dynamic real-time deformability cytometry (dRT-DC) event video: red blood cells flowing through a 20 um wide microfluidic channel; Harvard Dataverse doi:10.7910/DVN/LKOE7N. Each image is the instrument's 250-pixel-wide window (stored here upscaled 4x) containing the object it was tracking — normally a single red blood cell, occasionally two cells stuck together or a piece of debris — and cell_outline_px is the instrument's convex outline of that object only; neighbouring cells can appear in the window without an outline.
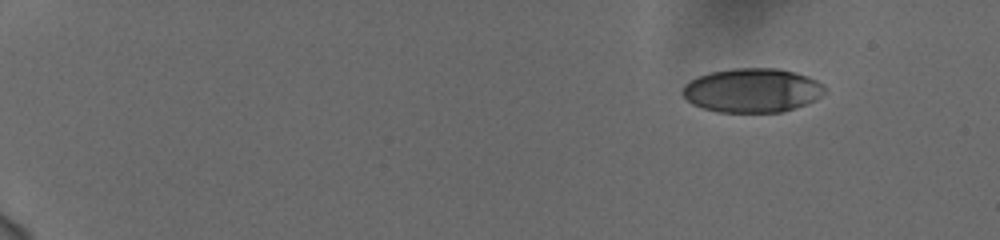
{"species": "human", "species_latin": "Homo sapiens", "temperature_condition": "cold", "stored_images_in_passage": 51, "camera_frame_rate_fps": 3000, "um_per_image_px": 0.085, "donor": {"sex": "female"}, "frame": {"image": 1, "passage_image": 1, "time_ms": 0.0, "image_size_px": [1000, 240], "cell_outline_px": [[828, 92], [816, 100], [796, 108], [784, 112], [716, 112], [692, 104], [684, 96], [684, 84], [696, 76], [712, 72], [732, 68], [776, 68], [808, 76], [824, 84], [828, 88]], "centroid_in_image_um": [64.0, 7.68], "position_along_channel_um": 21.0, "area_um2": 36.82}}
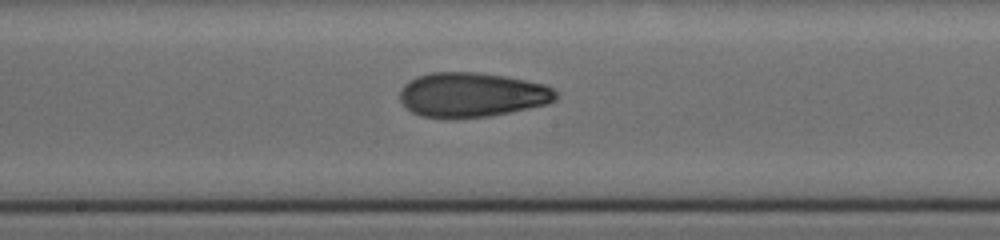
{"frame": {"image": 2, "passage_image": 28, "time_ms": 9.0, "image_size_px": [1000, 240], "cell_outline_px": [[556, 100], [548, 104], [488, 116], [420, 116], [412, 112], [400, 100], [400, 92], [404, 84], [408, 80], [416, 76], [432, 72], [476, 72], [504, 76], [544, 84], [552, 88], [556, 92]], "centroid_in_image_um": [40.11, 8.02], "position_along_channel_um": 208.1, "area_um2": 39.82}}
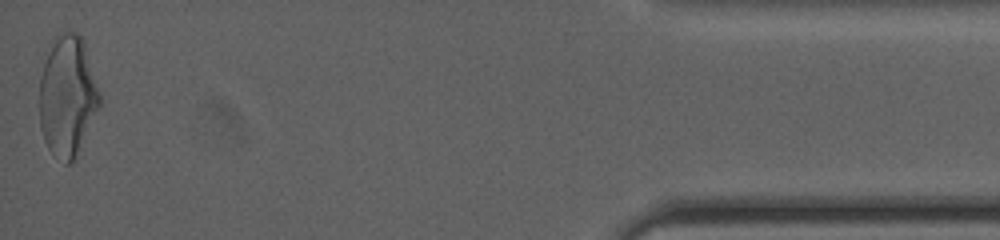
{"frame": {"image": 3, "passage_image": 51, "time_ms": 16.667, "image_size_px": [1000, 240], "cell_outline_px": [[100, 104], [72, 160], [68, 164], [64, 164], [48, 148], [44, 140], [40, 128], [40, 76], [52, 36], [56, 32], [76, 32], [80, 36], [84, 44], [100, 92]], "centroid_in_image_um": [5.7, 8.09], "position_along_channel_um": 429.5, "area_um2": 41.73}, "authors_computed_cell_mechanics": {"area_um2": 39.4774, "velocity_mm_per_s": 3.7609, "shape_relaxation_time_tau1_ms": 3.9247, "shape_relaxation_time_tau2_ms": 2.1639, "deformation_change_tau1": 0.1642, "deformation_change_tau2": 0.0925}}